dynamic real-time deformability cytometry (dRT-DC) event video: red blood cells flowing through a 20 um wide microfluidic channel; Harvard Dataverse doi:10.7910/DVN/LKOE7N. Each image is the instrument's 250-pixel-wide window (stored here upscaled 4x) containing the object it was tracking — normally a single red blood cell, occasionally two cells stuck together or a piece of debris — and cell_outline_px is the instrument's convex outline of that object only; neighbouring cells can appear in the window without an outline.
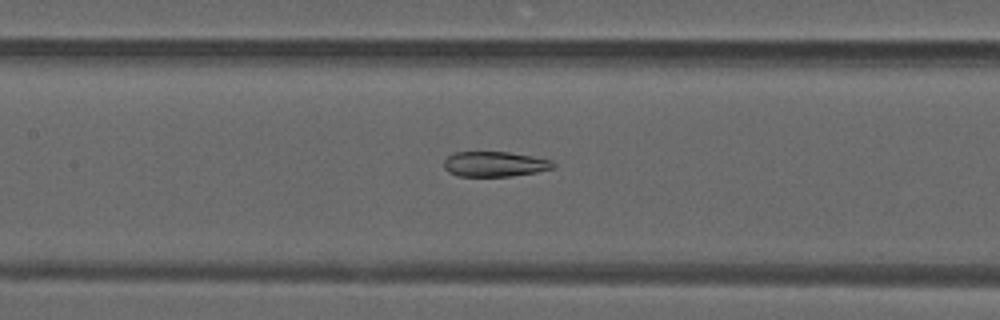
{"species": "common noctule bat (a hibernating species)", "species_latin": "Nyctalus noctula", "temperature_condition": "warm", "stored_images_in_passage": 41, "camera_frame_rate_fps": 3000, "um_per_image_px": 0.085, "animal": {"sex": "male", "forearm_length_mm": 52.5}, "frame": {"image": 1, "passage_image": 15, "time_ms": 4.667, "image_size_px": [1000, 320], "cell_outline_px": [[556, 168], [536, 172], [512, 176], [460, 176], [448, 172], [444, 168], [444, 160], [448, 156], [456, 152], [508, 152], [532, 156], [552, 160], [556, 164]], "centroid_in_image_um": [42.08, 13.95], "position_along_channel_um": 165.3, "area_um2": 16.07}}
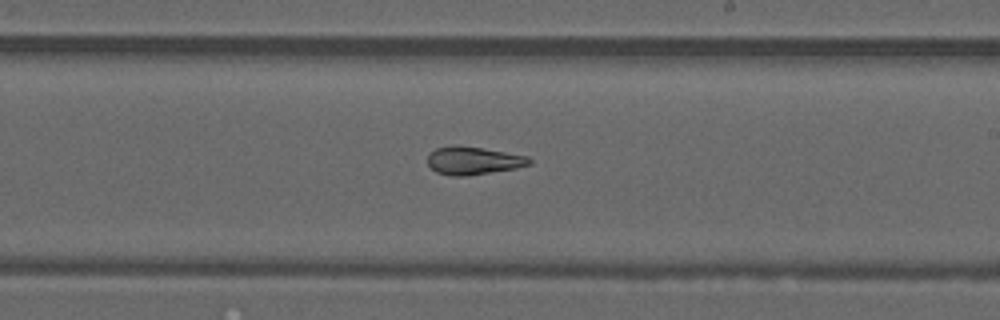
{"frame": {"image": 2, "passage_image": 21, "time_ms": 6.667, "image_size_px": [1000, 320], "cell_outline_px": [[532, 164], [516, 168], [468, 176], [452, 176], [436, 172], [428, 164], [428, 156], [436, 148], [452, 144], [456, 144], [528, 156], [532, 160]], "centroid_in_image_um": [40.23, 13.65], "position_along_channel_um": 248.8, "area_um2": 16.59}}
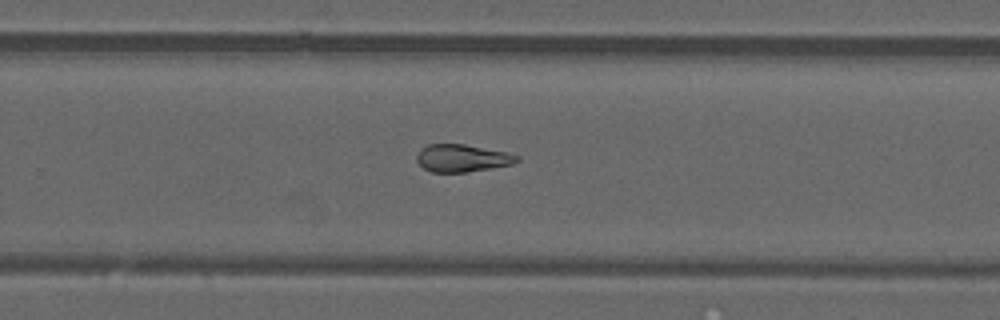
{"frame": {"image": 3, "passage_image": 24, "time_ms": 7.667, "image_size_px": [1000, 320], "cell_outline_px": [[520, 160], [512, 164], [468, 172], [432, 172], [424, 168], [416, 160], [416, 156], [420, 148], [428, 144], [464, 144], [508, 152], [520, 156]], "centroid_in_image_um": [39.29, 13.43], "position_along_channel_um": 290.5, "area_um2": 16.13}, "authors_computed_cell_mechanics": {"area_um2": 17.051, "velocity_mm_per_s": 4.2025, "shape_relaxation_time_tau1_ms": null, "shape_relaxation_time_tau2_ms": 3.6307, "deformation_change_tau1": null, "deformation_change_tau2": 0.0977}}